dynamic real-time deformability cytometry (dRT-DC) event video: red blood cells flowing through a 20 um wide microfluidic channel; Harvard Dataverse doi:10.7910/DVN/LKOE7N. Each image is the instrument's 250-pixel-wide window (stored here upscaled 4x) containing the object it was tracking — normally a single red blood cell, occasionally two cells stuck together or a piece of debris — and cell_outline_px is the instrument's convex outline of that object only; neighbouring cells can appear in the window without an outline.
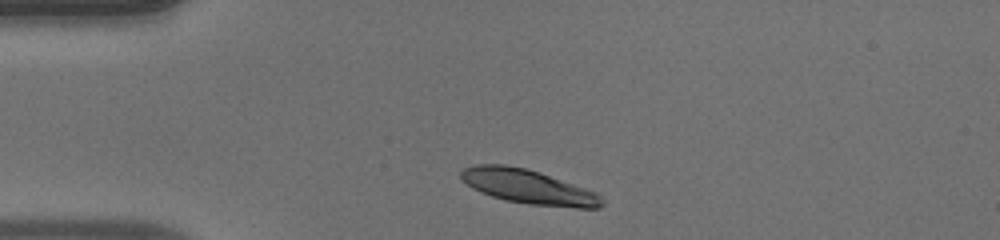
{"species": "human", "species_latin": "Homo sapiens", "temperature_condition": "warm", "stored_images_in_passage": 33, "camera_frame_rate_fps": 3000, "um_per_image_px": 0.085, "donor": {"sex": "male"}, "frame": {"image": 1, "passage_image": 1, "time_ms": 0.0, "image_size_px": [1000, 240], "cell_outline_px": [[604, 204], [600, 208], [576, 208], [528, 204], [504, 200], [480, 192], [472, 188], [460, 180], [460, 172], [464, 168], [472, 164], [504, 164], [524, 168], [540, 172], [596, 192], [604, 200]], "centroid_in_image_um": [44.88, 15.87], "position_along_channel_um": 40.1, "area_um2": 28.38}}
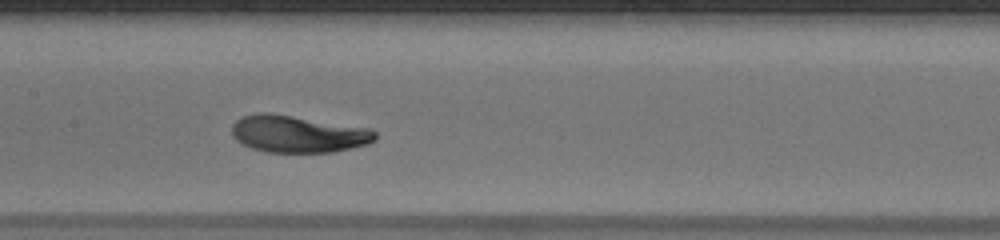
{"frame": {"image": 2, "passage_image": 14, "time_ms": 4.333, "image_size_px": [1000, 240], "cell_outline_px": [[376, 140], [364, 144], [332, 152], [264, 152], [252, 148], [236, 140], [232, 136], [232, 124], [240, 116], [260, 112], [268, 112], [372, 128], [376, 132]], "centroid_in_image_um": [25.3, 11.37], "position_along_channel_um": 182.1, "area_um2": 31.04}}
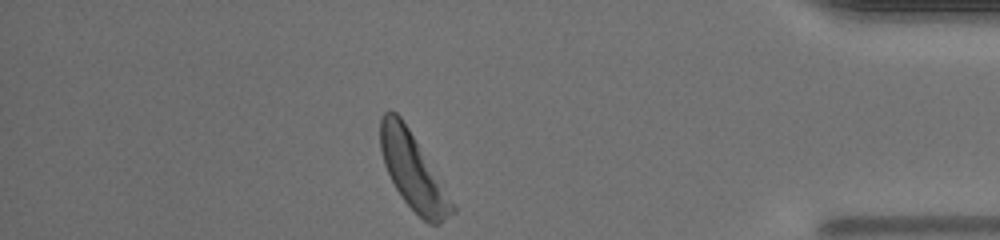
{"frame": {"image": 3, "passage_image": 33, "time_ms": 10.667, "image_size_px": [1000, 240], "cell_outline_px": [[456, 212], [440, 224], [428, 224], [400, 196], [384, 164], [380, 148], [380, 120], [384, 112], [396, 112], [400, 116], [408, 128], [456, 208]], "centroid_in_image_um": [35.09, 14.59], "position_along_channel_um": 400.1, "area_um2": 30.75}, "authors_computed_cell_mechanics": {"area_um2": 30.5184, "velocity_mm_per_s": 4.0337, "shape_relaxation_time_tau1_ms": 1.9154, "shape_relaxation_time_tau2_ms": null, "deformation_change_tau1": 0.1602, "deformation_change_tau2": null}}